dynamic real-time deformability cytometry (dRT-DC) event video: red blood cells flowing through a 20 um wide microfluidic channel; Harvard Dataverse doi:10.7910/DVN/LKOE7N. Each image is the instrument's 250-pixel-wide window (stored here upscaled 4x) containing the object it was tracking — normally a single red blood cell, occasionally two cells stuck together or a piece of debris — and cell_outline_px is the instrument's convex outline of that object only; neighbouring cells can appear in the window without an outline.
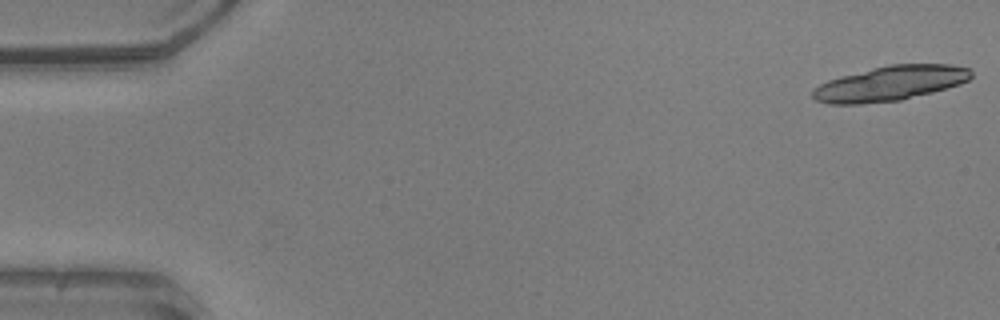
{"species": "common noctule bat (a hibernating species)", "species_latin": "Nyctalus noctula", "temperature_condition": "warm", "stored_images_in_passage": 23, "camera_frame_rate_fps": 3000, "um_per_image_px": 0.085, "animal": {"sex": "male", "body_mass_g": 20.5, "forearm_length_mm": 52.5}, "frame": {"image": 1, "passage_image": 1, "time_ms": 0.0, "image_size_px": [1000, 320], "cell_outline_px": [[972, 76], [968, 80], [960, 84], [932, 92], [900, 100], [860, 104], [828, 104], [816, 100], [812, 96], [812, 92], [820, 84], [828, 80], [840, 76], [888, 64], [952, 64], [972, 68]], "centroid_in_image_um": [75.69, 7.08], "position_along_channel_um": 9.3, "area_um2": 32.19}}